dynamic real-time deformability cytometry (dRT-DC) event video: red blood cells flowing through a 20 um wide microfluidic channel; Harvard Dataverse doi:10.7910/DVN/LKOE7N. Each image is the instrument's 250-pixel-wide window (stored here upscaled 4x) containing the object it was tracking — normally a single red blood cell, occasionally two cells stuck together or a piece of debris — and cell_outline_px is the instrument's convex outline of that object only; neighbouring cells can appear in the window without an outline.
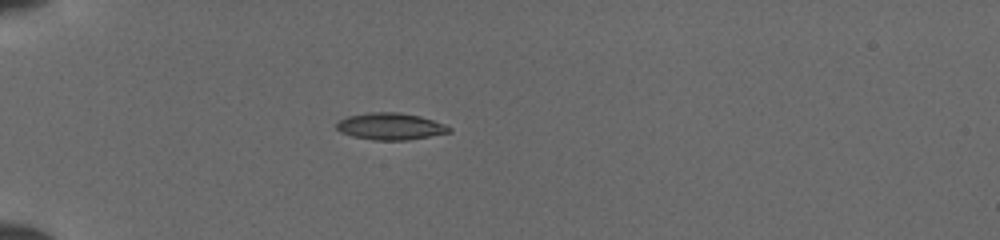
{"species": "common noctule bat (a hibernating species)", "species_latin": "Nyctalus noctula", "temperature_condition": "cold", "stored_images_in_passage": 30, "camera_frame_rate_fps": 3000, "um_per_image_px": 0.085, "animal": {"sex": "female", "body_mass_g": 19.5, "forearm_length_mm": 54.1}, "frame": {"image": 1, "passage_image": 1, "time_ms": 0.0, "image_size_px": [1000, 240], "cell_outline_px": [[452, 132], [408, 140], [372, 140], [352, 136], [340, 132], [336, 128], [336, 124], [340, 120], [348, 116], [368, 112], [400, 112], [420, 116], [444, 124], [452, 128]], "centroid_in_image_um": [33.19, 10.74], "position_along_channel_um": 51.8, "area_um2": 17.69}}
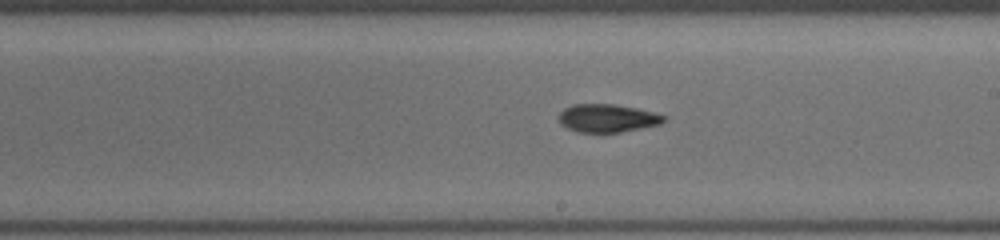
{"frame": {"image": 2, "passage_image": 16, "time_ms": 5.0, "image_size_px": [1000, 240], "cell_outline_px": [[668, 116], [660, 124], [620, 132], [576, 132], [560, 124], [560, 112], [564, 108], [572, 104], [616, 104], [656, 112]], "centroid_in_image_um": [51.64, 10.03], "position_along_channel_um": 237.4, "area_um2": 17.22}}
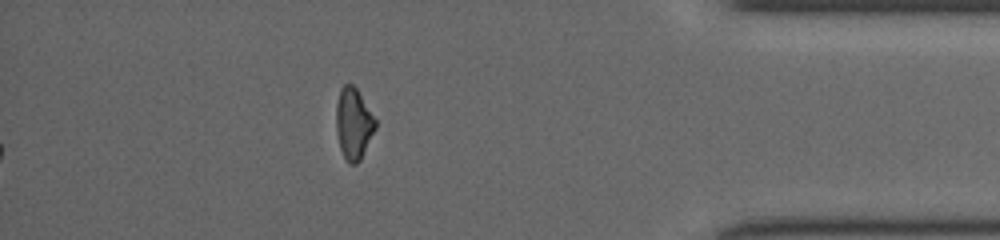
{"frame": {"image": 3, "passage_image": 30, "time_ms": 9.667, "image_size_px": [1000, 240], "cell_outline_px": [[376, 128], [360, 160], [356, 164], [352, 164], [344, 156], [340, 148], [336, 132], [336, 104], [340, 88], [344, 84], [352, 84], [356, 88], [376, 120]], "centroid_in_image_um": [30.04, 10.49], "position_along_channel_um": 405.2, "area_um2": 16.13}}